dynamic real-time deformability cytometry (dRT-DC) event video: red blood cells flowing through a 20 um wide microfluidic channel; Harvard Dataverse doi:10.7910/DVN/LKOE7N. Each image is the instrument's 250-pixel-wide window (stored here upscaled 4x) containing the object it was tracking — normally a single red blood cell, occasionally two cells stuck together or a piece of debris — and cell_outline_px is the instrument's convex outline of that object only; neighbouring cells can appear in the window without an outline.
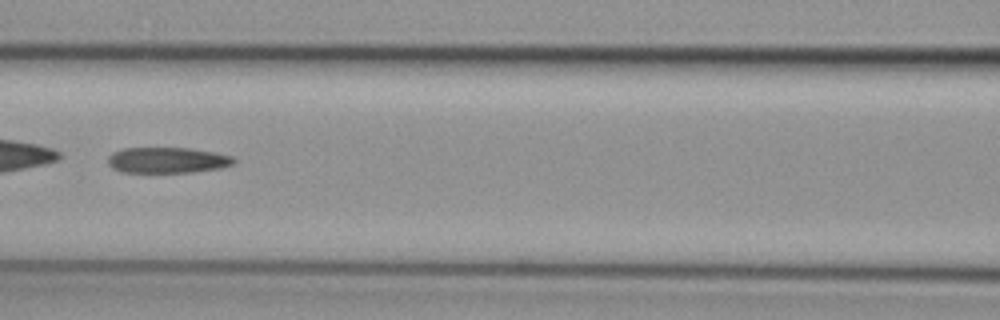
{"species": "common noctule bat (a hibernating species)", "species_latin": "Nyctalus noctula", "temperature_condition": "cold", "stored_images_in_passage": 53, "camera_frame_rate_fps": 3000, "um_per_image_px": 0.085, "animal": {"sex": "female", "body_mass_g": 29.2, "forearm_length_mm": 56.3}, "frame": {"image": 1, "passage_image": 25, "time_ms": 8.0, "image_size_px": [1000, 320], "cell_outline_px": [[236, 160], [232, 164], [220, 168], [192, 172], [120, 172], [112, 168], [108, 164], [108, 156], [112, 152], [120, 148], [188, 148], [216, 152], [232, 156]], "centroid_in_image_um": [14.19, 13.61], "position_along_channel_um": 152.4, "area_um2": 19.02}}
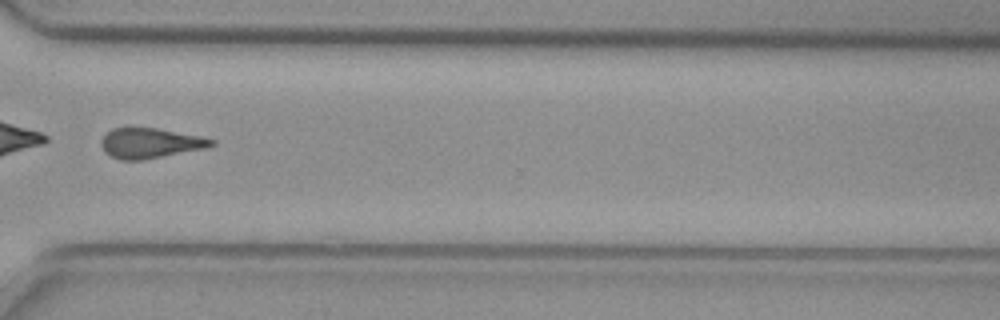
{"frame": {"image": 2, "passage_image": 41, "time_ms": 13.333, "image_size_px": [1000, 320], "cell_outline_px": [[216, 144], [208, 148], [144, 160], [120, 160], [104, 152], [100, 144], [100, 140], [112, 128], [132, 124], [156, 128], [200, 136], [216, 140]], "centroid_in_image_um": [12.74, 12.13], "position_along_channel_um": 357.9, "area_um2": 20.11}}